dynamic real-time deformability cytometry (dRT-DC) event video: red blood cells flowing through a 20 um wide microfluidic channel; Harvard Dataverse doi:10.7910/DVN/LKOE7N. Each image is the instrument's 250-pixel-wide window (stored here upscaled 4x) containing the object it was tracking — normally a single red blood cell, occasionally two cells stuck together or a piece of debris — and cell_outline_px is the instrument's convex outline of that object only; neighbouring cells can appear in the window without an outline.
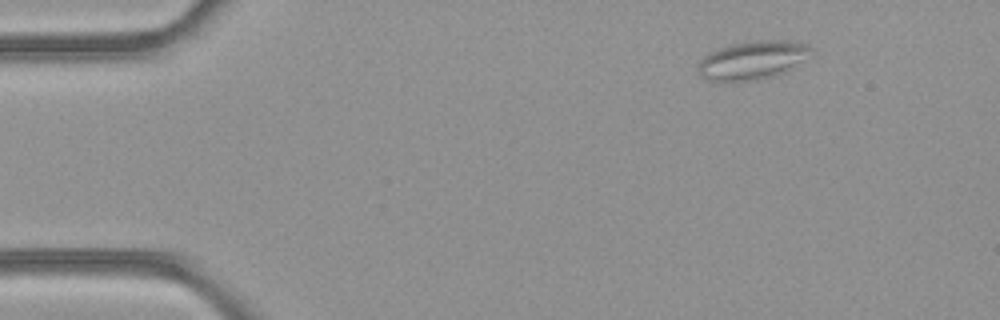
{"species": "common noctule bat (a hibernating species)", "species_latin": "Nyctalus noctula", "temperature_condition": "room temperature", "stored_images_in_passage": 3, "camera_frame_rate_fps": 3000, "um_per_image_px": 0.085, "animal": {"sex": "female", "body_mass_g": 21.9}, "frame": {"image": 1, "passage_image": 1, "time_ms": 0.0, "image_size_px": [1000, 320], "cell_outline_px": [[812, 52], [784, 72], [772, 76], [756, 80], [736, 84], [724, 84], [700, 76], [696, 72], [700, 60], [708, 52], [732, 44], [768, 40], [780, 40], [804, 44], [812, 48]], "centroid_in_image_um": [63.84, 5.17], "position_along_channel_um": 21.2, "area_um2": 25.32}}